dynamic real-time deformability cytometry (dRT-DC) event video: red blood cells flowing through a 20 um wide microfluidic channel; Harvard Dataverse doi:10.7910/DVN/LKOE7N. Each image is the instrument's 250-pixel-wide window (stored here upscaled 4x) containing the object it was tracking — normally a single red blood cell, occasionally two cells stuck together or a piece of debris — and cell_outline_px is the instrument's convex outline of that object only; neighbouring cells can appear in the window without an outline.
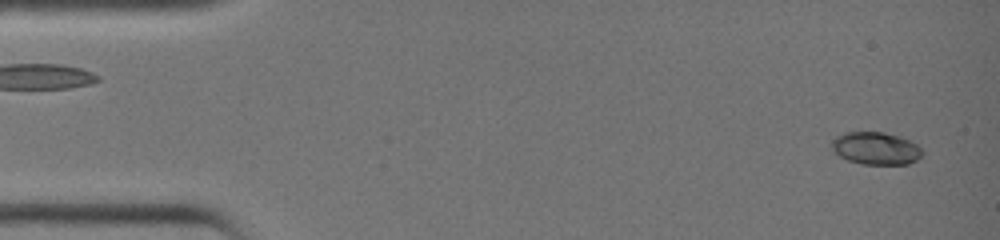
{"species": "common noctule bat (a hibernating species)", "species_latin": "Nyctalus noctula", "temperature_condition": "warm", "stored_images_in_passage": 39, "camera_frame_rate_fps": 3000, "um_per_image_px": 0.085, "animal": {"sex": "female", "body_mass_g": 19.0, "forearm_length_mm": 51.5}, "frame": {"image": 1, "passage_image": 2, "time_ms": 0.333, "image_size_px": [1000, 240], "cell_outline_px": [[924, 152], [916, 160], [908, 164], [860, 164], [848, 160], [840, 156], [832, 148], [832, 140], [836, 136], [844, 132], [884, 132], [900, 136], [916, 144]], "centroid_in_image_um": [74.44, 12.6], "position_along_channel_um": 10.6, "area_um2": 17.11}}
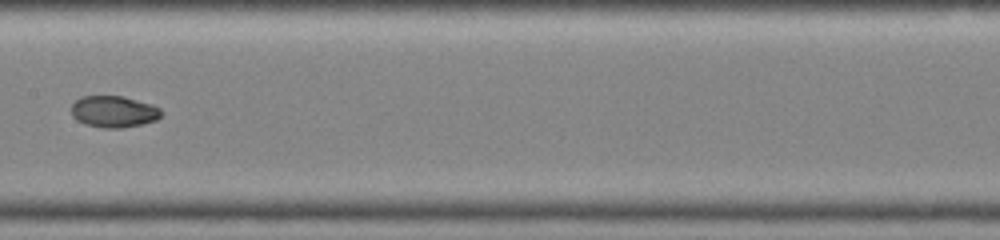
{"frame": {"image": 2, "passage_image": 21, "time_ms": 6.667, "image_size_px": [1000, 240], "cell_outline_px": [[164, 112], [156, 120], [140, 124], [120, 128], [104, 128], [84, 124], [76, 120], [72, 116], [72, 104], [80, 96], [120, 96], [152, 104], [160, 108]], "centroid_in_image_um": [9.66, 9.49], "position_along_channel_um": 197.7, "area_um2": 16.53}}
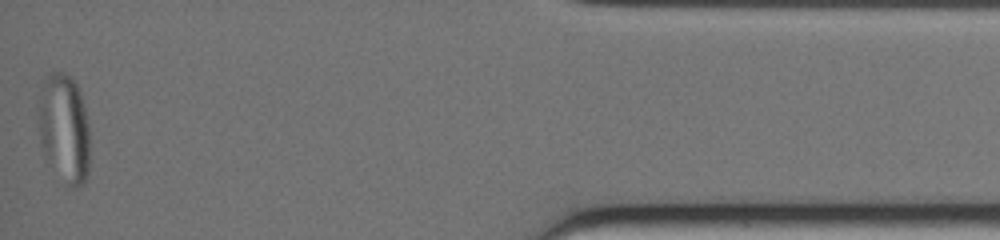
{"frame": {"image": 3, "passage_image": 39, "time_ms": 12.667, "image_size_px": [1000, 240], "cell_outline_px": [[88, 172], [84, 184], [76, 188], [72, 188], [68, 184], [48, 156], [40, 132], [36, 108], [44, 80], [48, 72], [64, 72], [76, 84], [80, 92], [84, 104], [88, 124]], "centroid_in_image_um": [5.47, 10.81], "position_along_channel_um": 429.7, "area_um2": 31.67}}